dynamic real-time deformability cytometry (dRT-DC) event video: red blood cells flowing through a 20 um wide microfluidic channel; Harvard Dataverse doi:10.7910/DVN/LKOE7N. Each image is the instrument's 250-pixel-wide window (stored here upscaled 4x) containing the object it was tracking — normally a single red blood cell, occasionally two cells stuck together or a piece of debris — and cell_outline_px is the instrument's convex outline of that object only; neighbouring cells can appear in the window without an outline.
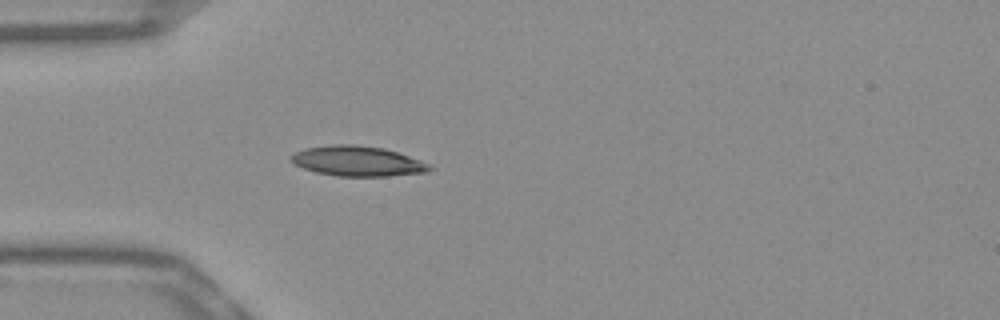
{"species": "Egyptian fruit bat (a non-hibernating species)", "species_latin": "Rousettus aegyptiacus", "temperature_condition": "warm", "stored_images_in_passage": 38, "camera_frame_rate_fps": 3000, "um_per_image_px": 0.085, "frame": {"image": 1, "passage_image": 1, "time_ms": 0.0, "image_size_px": [1000, 320], "cell_outline_px": [[436, 168], [428, 172], [388, 176], [336, 176], [316, 172], [304, 168], [288, 160], [288, 156], [304, 148], [332, 144], [352, 144], [384, 148], [432, 164]], "centroid_in_image_um": [30.4, 13.69], "position_along_channel_um": 54.6, "area_um2": 24.51}}
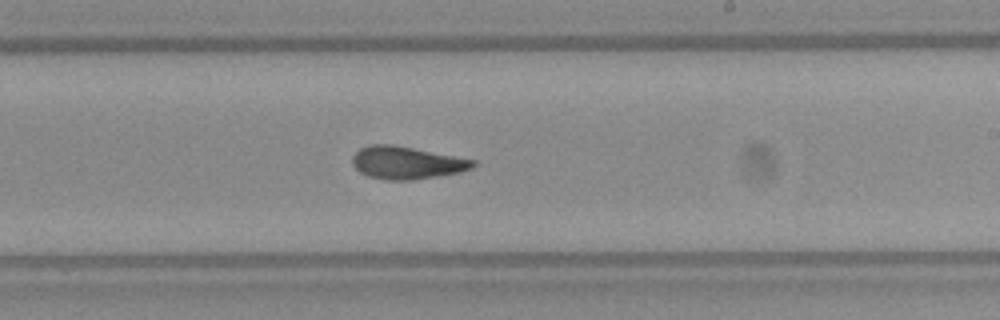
{"frame": {"image": 2, "passage_image": 17, "time_ms": 5.333, "image_size_px": [1000, 320], "cell_outline_px": [[476, 164], [472, 168], [460, 172], [412, 180], [384, 180], [368, 176], [360, 172], [352, 164], [352, 156], [360, 148], [368, 144], [392, 144], [476, 160]], "centroid_in_image_um": [34.54, 13.83], "position_along_channel_um": 254.5, "area_um2": 22.89}}
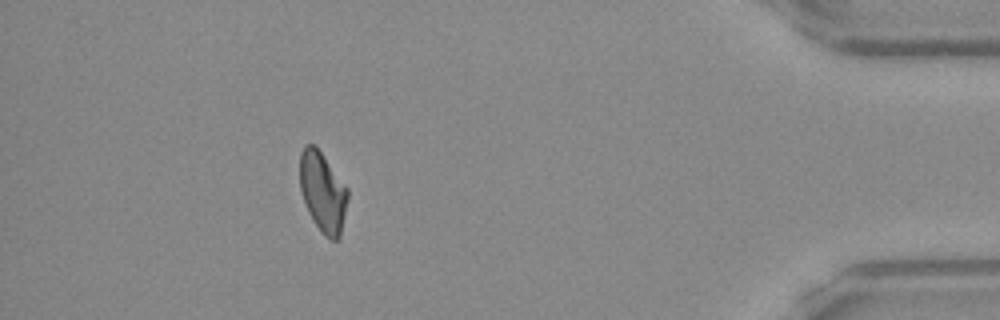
{"frame": {"image": 3, "passage_image": 33, "time_ms": 10.667, "image_size_px": [1000, 320], "cell_outline_px": [[348, 196], [340, 236], [336, 240], [332, 240], [324, 236], [320, 232], [308, 212], [300, 188], [300, 152], [304, 144], [316, 144], [348, 188]], "centroid_in_image_um": [27.42, 16.28], "position_along_channel_um": 407.8, "area_um2": 22.48}, "authors_computed_cell_mechanics": {"area_um2": 22.8888, "velocity_mm_per_s": 3.8699, "shape_relaxation_time_tau1_ms": 10.9193, "shape_relaxation_time_tau2_ms": 3.4341, "deformation_change_tau1": 0.2351, "deformation_change_tau2": 0.1022}}